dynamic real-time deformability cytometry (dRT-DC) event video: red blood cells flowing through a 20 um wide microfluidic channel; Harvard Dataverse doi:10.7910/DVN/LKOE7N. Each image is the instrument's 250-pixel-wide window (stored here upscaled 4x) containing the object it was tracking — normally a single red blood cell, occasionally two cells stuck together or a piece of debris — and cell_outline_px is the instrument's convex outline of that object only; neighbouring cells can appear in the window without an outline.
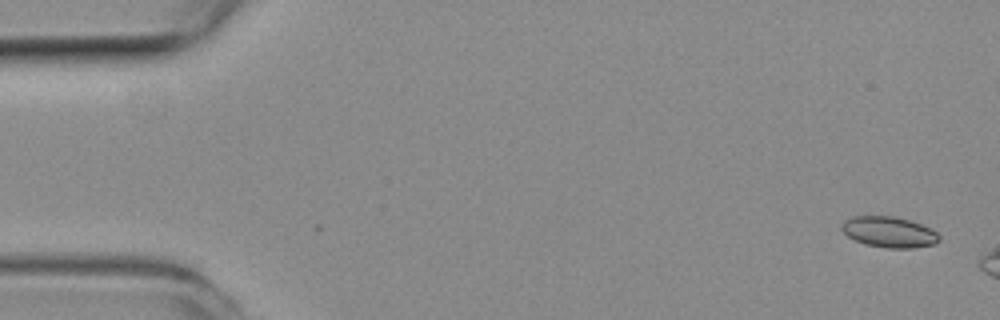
{"species": "common noctule bat (a hibernating species)", "species_latin": "Nyctalus noctula", "temperature_condition": "room temperature", "stored_images_in_passage": 2, "camera_frame_rate_fps": 3000, "um_per_image_px": 0.085, "animal": {"sex": "female", "body_mass_g": 19.3, "forearm_length_mm": 54.1}, "frame": {"image": 1, "passage_image": 2, "time_ms": 0.333, "image_size_px": [1000, 320], "cell_outline_px": [[940, 240], [936, 244], [912, 248], [888, 248], [864, 244], [848, 236], [840, 228], [840, 224], [844, 220], [852, 216], [896, 216], [920, 224], [936, 232], [940, 236]], "centroid_in_image_um": [75.55, 19.72], "position_along_channel_um": 9.5, "area_um2": 17.51}}